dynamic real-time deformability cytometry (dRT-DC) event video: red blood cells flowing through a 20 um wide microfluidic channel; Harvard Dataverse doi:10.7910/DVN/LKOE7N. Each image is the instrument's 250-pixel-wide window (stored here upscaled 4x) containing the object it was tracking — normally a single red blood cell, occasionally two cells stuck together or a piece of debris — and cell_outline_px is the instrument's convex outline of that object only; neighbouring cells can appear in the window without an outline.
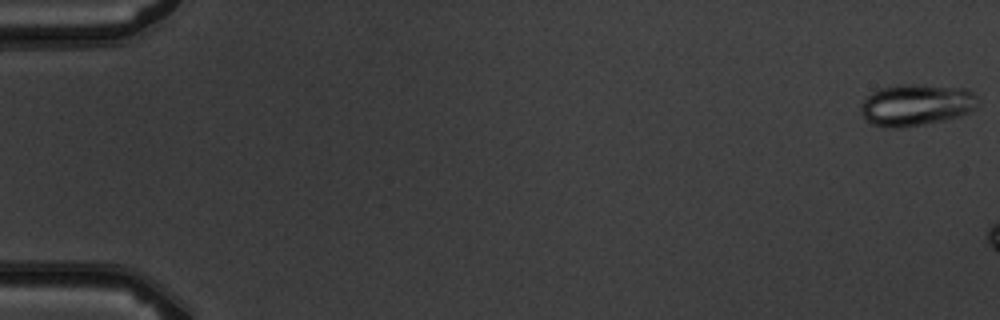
{"species": "common noctule bat (a hibernating species)", "species_latin": "Nyctalus noctula", "temperature_condition": "warm", "stored_images_in_passage": 3, "camera_frame_rate_fps": 3000, "um_per_image_px": 0.085, "animal": {"sex": "male", "body_mass_g": 19.5, "forearm_length_mm": 54.6}, "frame": {"image": 1, "passage_image": 1, "time_ms": 0.0, "image_size_px": [1000, 320], "cell_outline_px": [[976, 108], [960, 116], [944, 120], [924, 124], [900, 128], [884, 128], [872, 124], [860, 112], [860, 104], [872, 92], [884, 88], [908, 84], [924, 84], [964, 88], [972, 92], [976, 96]], "centroid_in_image_um": [77.87, 8.92], "position_along_channel_um": 7.1, "area_um2": 28.32}}